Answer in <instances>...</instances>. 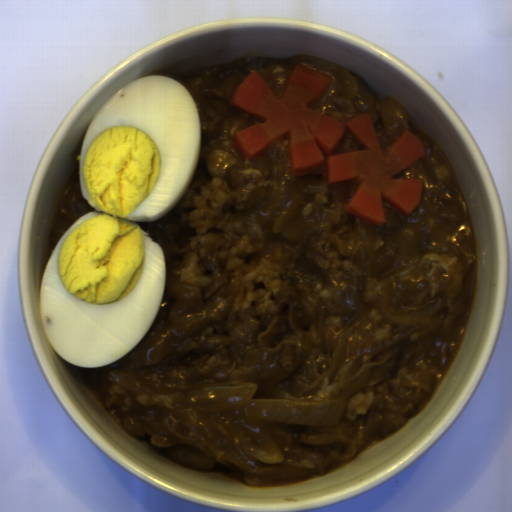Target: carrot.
Wrapping results in <instances>:
<instances>
[{"mask_svg": "<svg viewBox=\"0 0 512 512\" xmlns=\"http://www.w3.org/2000/svg\"><path fill=\"white\" fill-rule=\"evenodd\" d=\"M330 75L293 64L284 95H276L255 72L235 89L229 103L262 119L236 132L232 144L253 159L278 139L287 138L289 172L311 174L323 166L327 184L356 180L344 212L376 225L386 224L382 196L403 215H411L423 194L424 179H392L426 156L419 138L405 128L386 148L380 145L369 114L347 122L310 108L329 88ZM346 129L365 150L333 154Z\"/></svg>", "mask_w": 512, "mask_h": 512, "instance_id": "b8716197", "label": "carrot"}]
</instances>
